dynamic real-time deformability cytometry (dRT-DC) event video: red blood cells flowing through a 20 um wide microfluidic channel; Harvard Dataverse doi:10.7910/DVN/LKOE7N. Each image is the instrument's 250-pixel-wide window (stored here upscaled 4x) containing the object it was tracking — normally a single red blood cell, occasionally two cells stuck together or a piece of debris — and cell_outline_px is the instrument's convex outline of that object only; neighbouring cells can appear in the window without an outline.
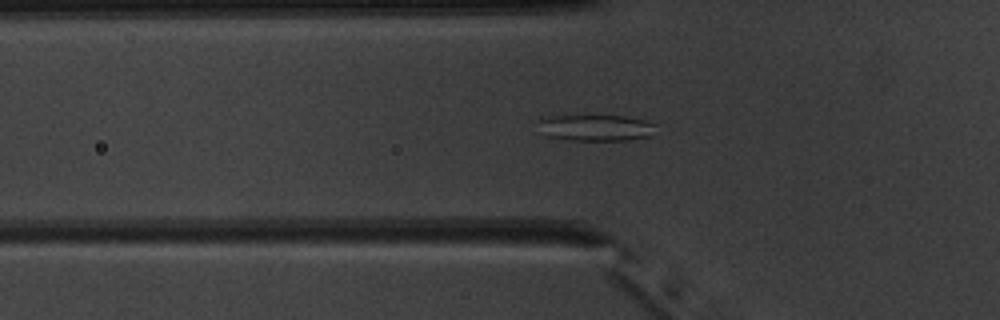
{"species": "common noctule bat (a hibernating species)", "species_latin": "Nyctalus noctula", "temperature_condition": "warm", "stored_images_in_passage": 53, "camera_frame_rate_fps": 3000, "um_per_image_px": 0.085, "animal": {"sex": "male", "body_mass_g": 20.1, "forearm_length_mm": 53.5}, "frame": {"image": 1, "passage_image": 19, "time_ms": 6.0, "image_size_px": [1000, 320], "cell_outline_px": [[656, 124], [652, 136], [628, 140], [572, 140], [548, 136], [540, 120], [548, 116], [624, 116], [644, 120]], "centroid_in_image_um": [50.77, 10.86], "position_along_channel_um": 75.0, "area_um2": 17.51}}
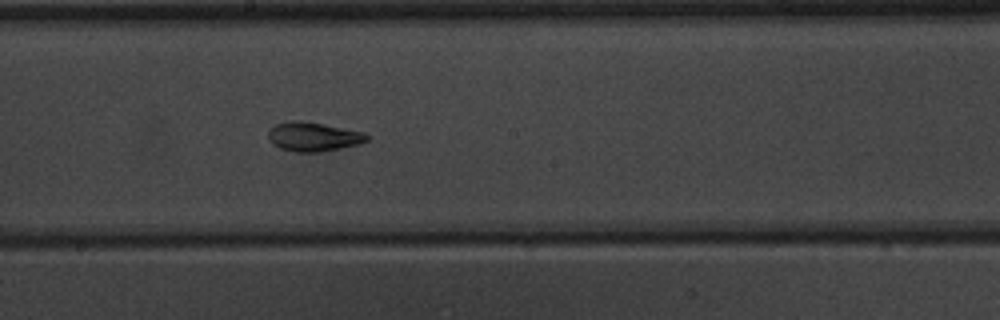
{"frame": {"image": 2, "passage_image": 30, "time_ms": 9.667, "image_size_px": [1000, 320], "cell_outline_px": [[372, 136], [368, 140], [360, 144], [320, 152], [296, 152], [280, 148], [272, 144], [268, 140], [268, 132], [276, 124], [296, 120], [320, 124], [364, 132]], "centroid_in_image_um": [26.65, 11.64], "position_along_channel_um": 221.5, "area_um2": 16.59}}
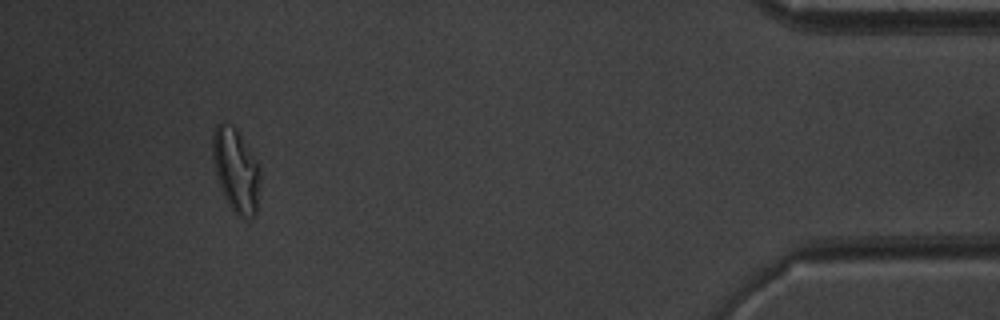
{"frame": {"image": 3, "passage_image": 49, "time_ms": 16.0, "image_size_px": [1000, 320], "cell_outline_px": [[260, 168], [256, 216], [248, 220], [244, 220], [236, 216], [228, 204], [220, 188], [216, 176], [212, 156], [212, 136], [216, 124], [224, 124], [236, 128]], "centroid_in_image_um": [20.04, 14.55], "position_along_channel_um": 415.2, "area_um2": 23.12}, "authors_computed_cell_mechanics": {"area_um2": 19.7098, "velocity_mm_per_s": 3.9743, "shape_relaxation_time_tau1_ms": null, "shape_relaxation_time_tau2_ms": 2.3369, "deformation_change_tau1": null, "deformation_change_tau2": 0.0933}}